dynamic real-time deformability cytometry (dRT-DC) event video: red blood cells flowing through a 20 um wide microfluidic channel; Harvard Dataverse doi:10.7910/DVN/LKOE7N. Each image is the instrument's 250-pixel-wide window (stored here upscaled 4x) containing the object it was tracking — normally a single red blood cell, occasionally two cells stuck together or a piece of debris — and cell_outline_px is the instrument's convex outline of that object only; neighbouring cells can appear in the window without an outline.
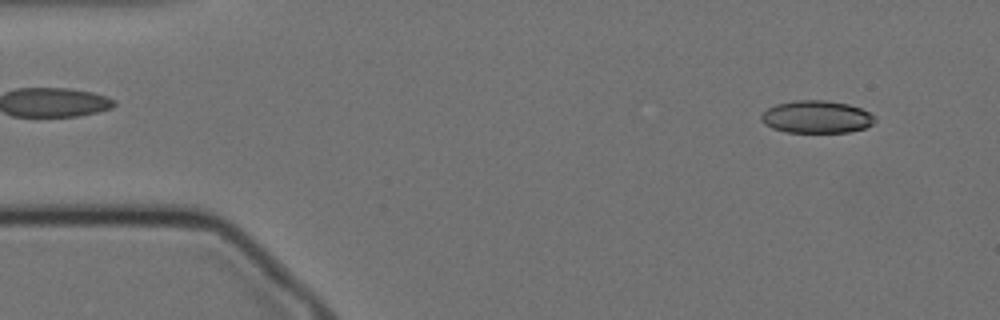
{"species": "Egyptian fruit bat (a non-hibernating species)", "species_latin": "Rousettus aegyptiacus", "temperature_condition": "cold", "stored_images_in_passage": 57, "camera_frame_rate_fps": 3000, "um_per_image_px": 0.085, "animal": {"sex": "female"}, "frame": {"image": 1, "passage_image": 4, "time_ms": 1.0, "image_size_px": [1000, 320], "cell_outline_px": [[876, 120], [872, 124], [864, 128], [848, 132], [788, 132], [772, 128], [764, 124], [760, 120], [760, 116], [768, 108], [776, 104], [796, 100], [824, 100], [848, 104], [860, 108], [876, 116]], "centroid_in_image_um": [69.4, 9.93], "position_along_channel_um": 15.6, "area_um2": 21.5}}
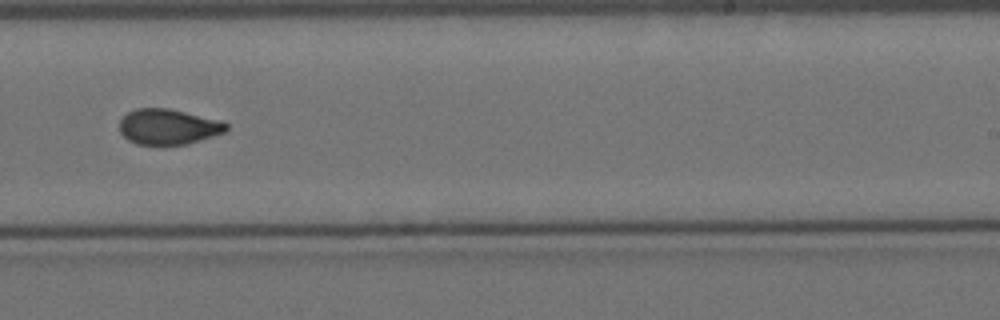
{"frame": {"image": 2, "passage_image": 34, "time_ms": 11.0, "image_size_px": [1000, 320], "cell_outline_px": [[228, 128], [224, 132], [212, 136], [184, 144], [136, 144], [128, 140], [120, 132], [120, 120], [128, 112], [136, 108], [168, 108], [220, 120], [228, 124]], "centroid_in_image_um": [14.28, 10.76], "position_along_channel_um": 274.7, "area_um2": 21.79}}
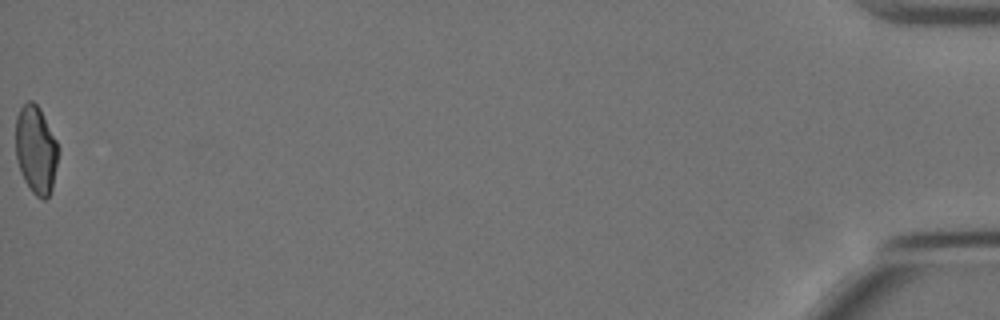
{"frame": {"image": 3, "passage_image": 57, "time_ms": 18.667, "image_size_px": [1000, 320], "cell_outline_px": [[60, 148], [52, 188], [48, 196], [44, 200], [36, 196], [32, 192], [24, 180], [20, 172], [16, 160], [16, 116], [20, 108], [28, 100], [32, 100], [40, 108]], "centroid_in_image_um": [3.05, 12.73], "position_along_channel_um": 432.1, "area_um2": 22.02}, "authors_computed_cell_mechanics": {"area_um2": 22.4842, "velocity_mm_per_s": 3.4678, "shape_relaxation_time_tau1_ms": 9.125, "shape_relaxation_time_tau2_ms": 1.9835, "deformation_change_tau1": 0.1908, "deformation_change_tau2": 0.0723}}